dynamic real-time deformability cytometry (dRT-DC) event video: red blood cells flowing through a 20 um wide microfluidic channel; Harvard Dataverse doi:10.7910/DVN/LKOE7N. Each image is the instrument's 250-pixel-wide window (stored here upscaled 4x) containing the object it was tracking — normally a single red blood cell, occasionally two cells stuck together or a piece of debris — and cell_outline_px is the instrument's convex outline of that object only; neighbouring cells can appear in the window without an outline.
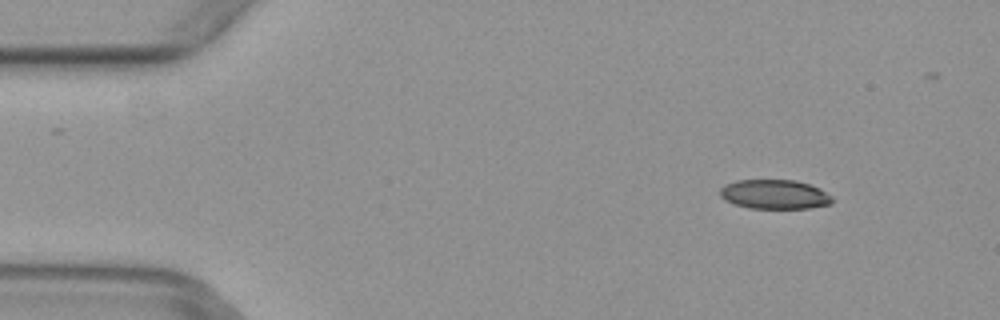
{"species": "common noctule bat (a hibernating species)", "species_latin": "Nyctalus noctula", "temperature_condition": "warm", "stored_images_in_passage": 4, "camera_frame_rate_fps": 3000, "um_per_image_px": 0.085, "animal": {"sex": "female", "body_mass_g": 29.2, "forearm_length_mm": 56.3}, "frame": {"image": 1, "passage_image": 1, "time_ms": 0.0, "image_size_px": [1000, 320], "cell_outline_px": [[832, 204], [808, 208], [748, 208], [732, 204], [724, 200], [720, 196], [720, 188], [724, 184], [736, 180], [796, 180], [820, 188], [832, 196]], "centroid_in_image_um": [65.81, 16.52], "position_along_channel_um": 19.2, "area_um2": 19.36}}